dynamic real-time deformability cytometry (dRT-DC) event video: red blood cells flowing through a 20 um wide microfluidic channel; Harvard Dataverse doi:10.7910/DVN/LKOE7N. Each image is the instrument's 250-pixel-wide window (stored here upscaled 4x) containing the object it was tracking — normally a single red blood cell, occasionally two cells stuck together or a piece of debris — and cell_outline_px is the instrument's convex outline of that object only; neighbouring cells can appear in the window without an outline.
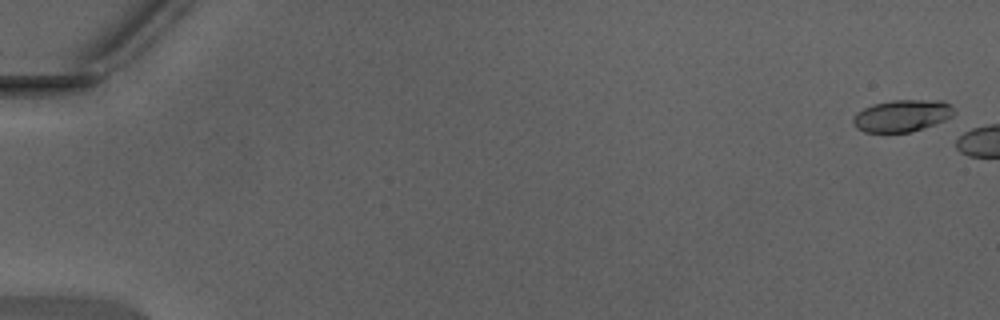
{"species": "Egyptian fruit bat (a non-hibernating species)", "species_latin": "Rousettus aegyptiacus", "temperature_condition": "warm", "stored_images_in_passage": 6, "camera_frame_rate_fps": 3000, "um_per_image_px": 0.085, "animal": {"sex": "male"}, "frame": {"image": 1, "passage_image": 2, "time_ms": 0.333, "image_size_px": [1000, 320], "cell_outline_px": [[956, 112], [952, 116], [944, 120], [908, 132], [864, 132], [856, 128], [852, 124], [852, 120], [856, 112], [872, 104], [892, 100], [944, 100]], "centroid_in_image_um": [76.62, 9.82], "position_along_channel_um": 8.4, "area_um2": 18.67}}